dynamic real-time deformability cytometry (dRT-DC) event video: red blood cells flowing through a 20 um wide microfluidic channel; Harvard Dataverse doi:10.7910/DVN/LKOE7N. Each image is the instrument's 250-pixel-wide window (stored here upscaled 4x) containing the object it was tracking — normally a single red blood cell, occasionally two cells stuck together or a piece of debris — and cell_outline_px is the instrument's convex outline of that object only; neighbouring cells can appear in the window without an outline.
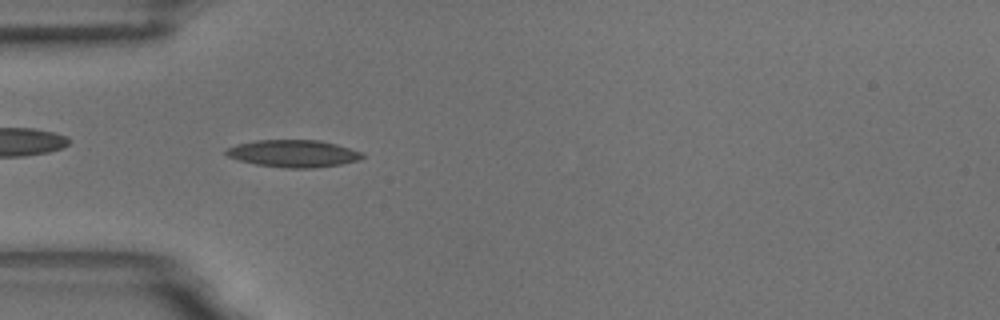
{"species": "common noctule bat (a hibernating species)", "species_latin": "Nyctalus noctula", "temperature_condition": "room temperature", "stored_images_in_passage": 59, "camera_frame_rate_fps": 3000, "um_per_image_px": 0.085, "animal": {"sex": "male", "body_mass_g": 18.8}, "frame": {"image": 1, "passage_image": 18, "time_ms": 5.667, "image_size_px": [1000, 320], "cell_outline_px": [[364, 156], [360, 160], [340, 164], [312, 168], [284, 168], [256, 164], [240, 160], [228, 156], [224, 152], [228, 148], [236, 144], [256, 140], [320, 140], [336, 144], [360, 152]], "centroid_in_image_um": [24.92, 13.05], "position_along_channel_um": 60.1, "area_um2": 21.44}, "authors_computed_cell_mechanics": {"area_um2": 19.652, "velocity_mm_per_s": 3.4463, "shape_relaxation_time_tau1_ms": 5.596, "shape_relaxation_time_tau2_ms": 2.0857, "deformation_change_tau1": 0.173, "deformation_change_tau2": 0.0937}}